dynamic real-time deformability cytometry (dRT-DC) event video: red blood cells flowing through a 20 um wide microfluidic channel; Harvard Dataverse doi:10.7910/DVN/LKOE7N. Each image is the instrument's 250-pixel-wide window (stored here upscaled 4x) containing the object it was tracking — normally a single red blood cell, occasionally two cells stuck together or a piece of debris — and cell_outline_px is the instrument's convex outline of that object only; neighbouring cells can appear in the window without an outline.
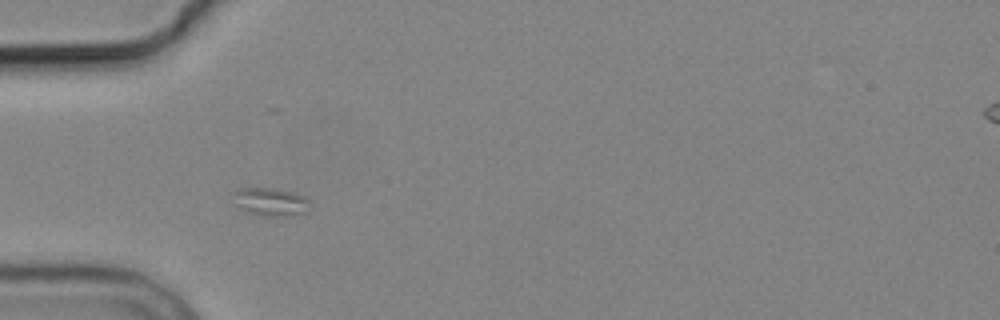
{"species": "common noctule bat (a hibernating species)", "species_latin": "Nyctalus noctula", "temperature_condition": "cold", "stored_images_in_passage": 3, "camera_frame_rate_fps": 3000, "um_per_image_px": 0.085, "animal": {"sex": "male", "body_mass_g": 19.2, "forearm_length_mm": 51.8}, "frame": {"image": 1, "passage_image": 1, "time_ms": 0.0, "image_size_px": [1000, 320], "cell_outline_px": [[308, 200], [304, 212], [292, 216], [264, 216], [252, 212], [236, 204], [232, 192], [240, 188], [276, 188], [296, 192]], "centroid_in_image_um": [22.99, 17.13], "position_along_channel_um": 62.0, "area_um2": 12.2}}